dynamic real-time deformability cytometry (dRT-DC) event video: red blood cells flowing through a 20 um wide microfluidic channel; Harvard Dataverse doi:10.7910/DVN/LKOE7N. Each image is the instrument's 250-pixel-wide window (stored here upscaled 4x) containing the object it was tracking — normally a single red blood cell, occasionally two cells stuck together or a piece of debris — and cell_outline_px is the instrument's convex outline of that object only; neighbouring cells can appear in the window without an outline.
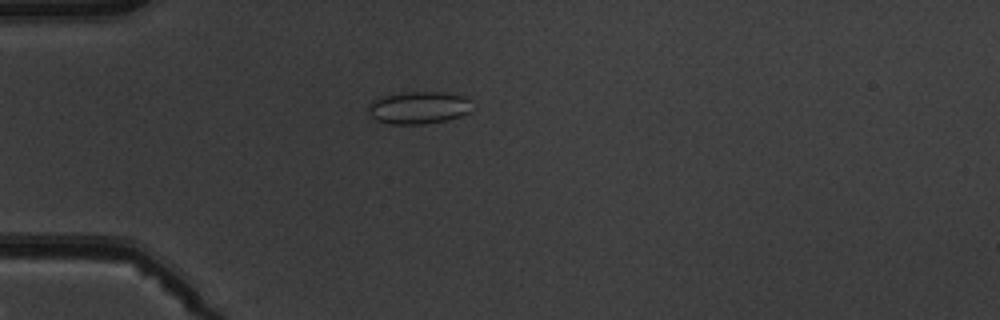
{"species": "common noctule bat (a hibernating species)", "species_latin": "Nyctalus noctula", "temperature_condition": "warm", "stored_images_in_passage": 4, "camera_frame_rate_fps": 3000, "um_per_image_px": 0.085, "animal": {"sex": "male", "body_mass_g": 19.5, "forearm_length_mm": 54.6}, "frame": {"image": 1, "passage_image": 4, "time_ms": 4.333, "image_size_px": [1000, 320], "cell_outline_px": [[468, 112], [460, 116], [448, 120], [424, 124], [388, 124], [376, 120], [368, 112], [368, 104], [372, 100], [384, 96], [404, 92], [444, 92], [464, 96], [468, 100]], "centroid_in_image_um": [35.52, 9.16], "position_along_channel_um": 49.5, "area_um2": 19.48}}